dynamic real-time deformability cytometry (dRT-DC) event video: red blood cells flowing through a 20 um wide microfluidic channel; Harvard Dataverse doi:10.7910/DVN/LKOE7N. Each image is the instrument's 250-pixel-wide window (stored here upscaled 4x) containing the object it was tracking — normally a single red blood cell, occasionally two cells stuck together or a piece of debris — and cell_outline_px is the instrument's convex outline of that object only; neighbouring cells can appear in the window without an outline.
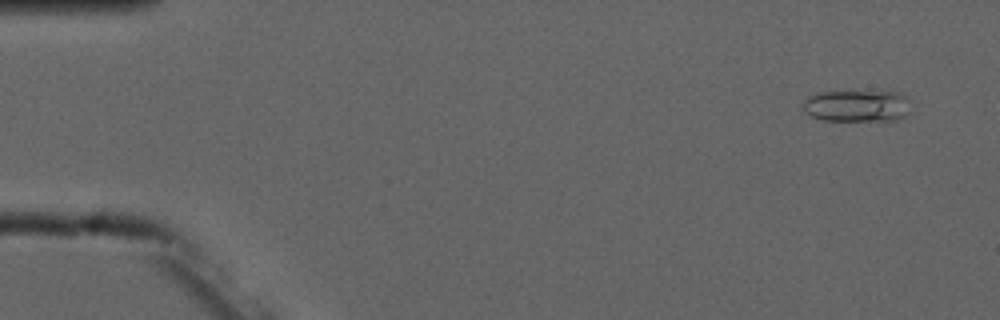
{"species": "common noctule bat (a hibernating species)", "species_latin": "Nyctalus noctula", "temperature_condition": "cold", "stored_images_in_passage": 6, "camera_frame_rate_fps": 3000, "um_per_image_px": 0.085, "animal": {"sex": "male", "forearm_length_mm": 52.5}, "frame": {"image": 1, "passage_image": 1, "time_ms": 0.0, "image_size_px": [1000, 320], "cell_outline_px": [[912, 112], [896, 120], [820, 120], [804, 112], [804, 100], [808, 96], [816, 92], [900, 92], [908, 100]], "centroid_in_image_um": [72.86, 9.0], "position_along_channel_um": 12.1, "area_um2": 20.0}}
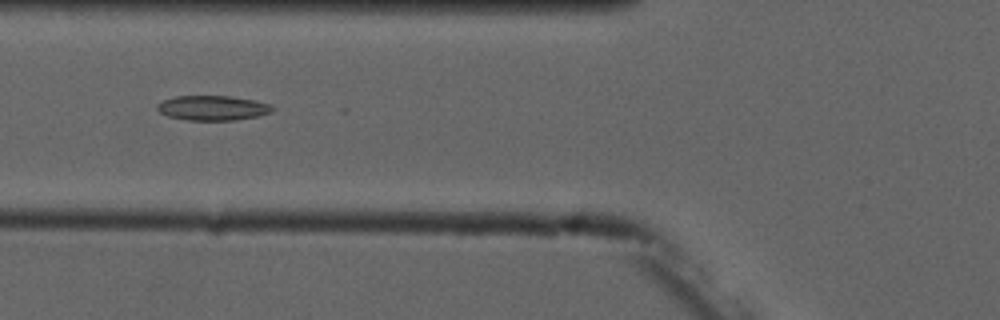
{"frame": {"image": 2, "passage_image": 6, "time_ms": 5.667, "image_size_px": [1000, 320], "cell_outline_px": [[276, 108], [272, 112], [256, 116], [236, 120], [188, 120], [168, 116], [160, 112], [156, 108], [156, 104], [164, 100], [176, 96], [232, 96], [256, 100], [268, 104]], "centroid_in_image_um": [18.09, 9.17], "position_along_channel_um": 107.7, "area_um2": 16.65}}